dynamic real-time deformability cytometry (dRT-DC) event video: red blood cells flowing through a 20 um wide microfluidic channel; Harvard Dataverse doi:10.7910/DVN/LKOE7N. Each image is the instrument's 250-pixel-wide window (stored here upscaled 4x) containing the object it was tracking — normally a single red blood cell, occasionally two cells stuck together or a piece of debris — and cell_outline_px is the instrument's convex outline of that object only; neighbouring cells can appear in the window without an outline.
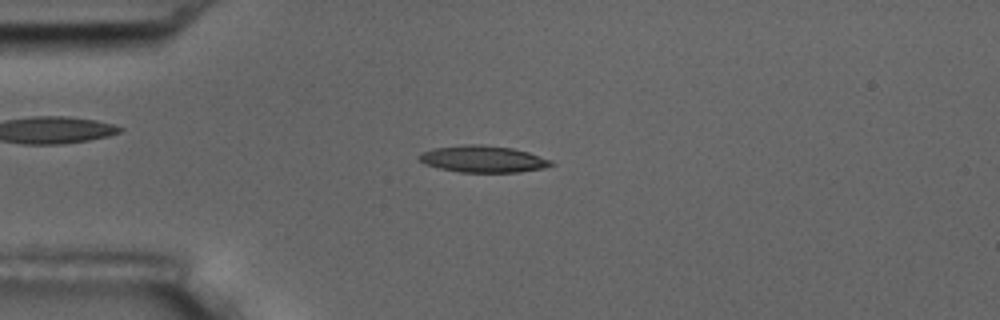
{"species": "common noctule bat (a hibernating species)", "species_latin": "Nyctalus noctula", "temperature_condition": "room temperature", "stored_images_in_passage": 55, "camera_frame_rate_fps": 3000, "um_per_image_px": 0.085, "animal": {"sex": "male", "body_mass_g": 17.5, "forearm_length_mm": 52.3}, "frame": {"image": 1, "passage_image": 13, "time_ms": 4.0, "image_size_px": [1000, 320], "cell_outline_px": [[556, 164], [544, 168], [520, 172], [460, 172], [440, 168], [424, 164], [420, 160], [420, 156], [424, 152], [432, 148], [464, 144], [480, 144], [512, 148], [528, 152], [552, 160]], "centroid_in_image_um": [41.1, 13.52], "position_along_channel_um": 43.9, "area_um2": 20.52}}
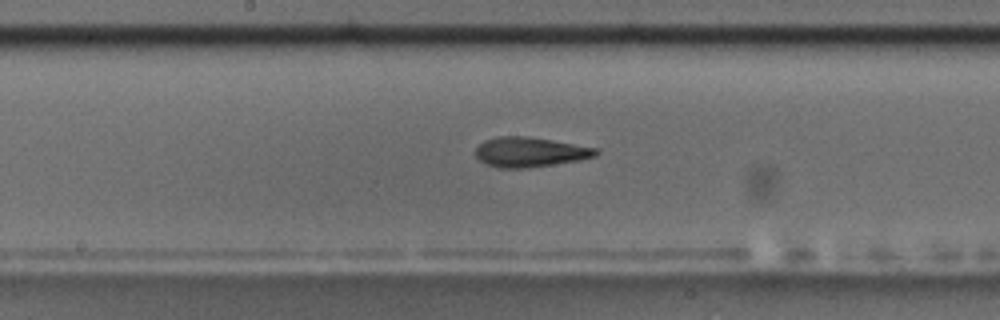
{"frame": {"image": 2, "passage_image": 28, "time_ms": 9.0, "image_size_px": [1000, 320], "cell_outline_px": [[600, 152], [596, 156], [580, 160], [524, 168], [500, 168], [484, 164], [472, 152], [484, 140], [496, 136], [528, 136], [600, 148]], "centroid_in_image_um": [45.04, 12.92], "position_along_channel_um": 203.2, "area_um2": 21.15}}
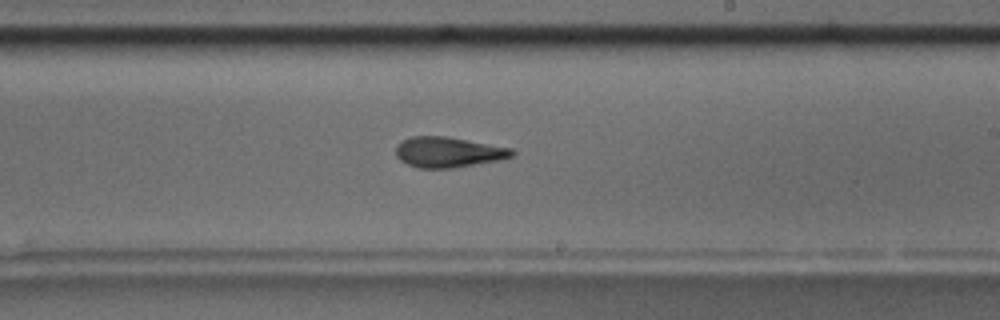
{"frame": {"image": 3, "passage_image": 32, "time_ms": 10.333, "image_size_px": [1000, 320], "cell_outline_px": [[516, 152], [512, 156], [504, 160], [452, 168], [416, 168], [400, 160], [396, 156], [396, 144], [412, 136], [444, 136], [512, 148]], "centroid_in_image_um": [38.12, 12.94], "position_along_channel_um": 250.9, "area_um2": 20.69}, "authors_computed_cell_mechanics": {"area_um2": 20.4034, "velocity_mm_per_s": 3.5953, "shape_relaxation_time_tau1_ms": 7.0542, "shape_relaxation_time_tau2_ms": 3.3272, "deformation_change_tau1": 0.2236, "deformation_change_tau2": 0.1248}}